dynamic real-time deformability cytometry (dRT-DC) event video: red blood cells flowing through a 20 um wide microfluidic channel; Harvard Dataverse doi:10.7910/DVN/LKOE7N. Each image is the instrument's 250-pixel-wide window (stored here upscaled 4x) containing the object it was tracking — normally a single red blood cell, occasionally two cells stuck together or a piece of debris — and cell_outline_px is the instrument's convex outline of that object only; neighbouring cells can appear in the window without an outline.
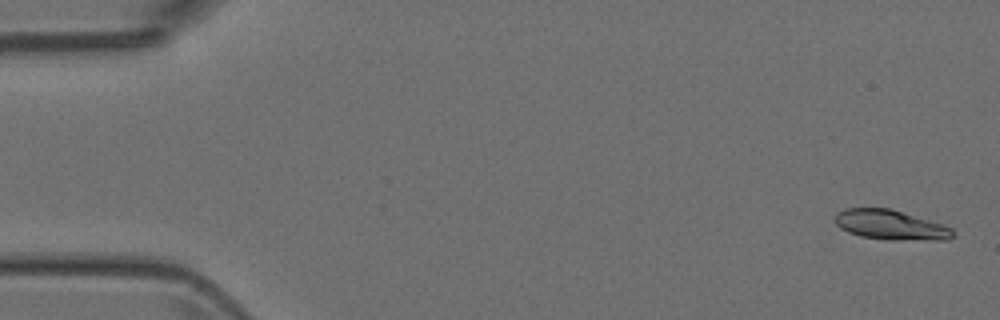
{"species": "Egyptian fruit bat (a non-hibernating species)", "species_latin": "Rousettus aegyptiacus", "temperature_condition": "room temperature", "stored_images_in_passage": 6, "camera_frame_rate_fps": 3000, "um_per_image_px": 0.085, "animal": {"sex": "female"}, "frame": {"image": 1, "passage_image": 1, "time_ms": 0.0, "image_size_px": [1000, 320], "cell_outline_px": [[952, 236], [948, 240], [896, 240], [860, 236], [848, 232], [840, 228], [836, 224], [836, 212], [844, 208], [892, 208], [952, 228]], "centroid_in_image_um": [75.67, 19.11], "position_along_channel_um": 9.3, "area_um2": 20.29}}
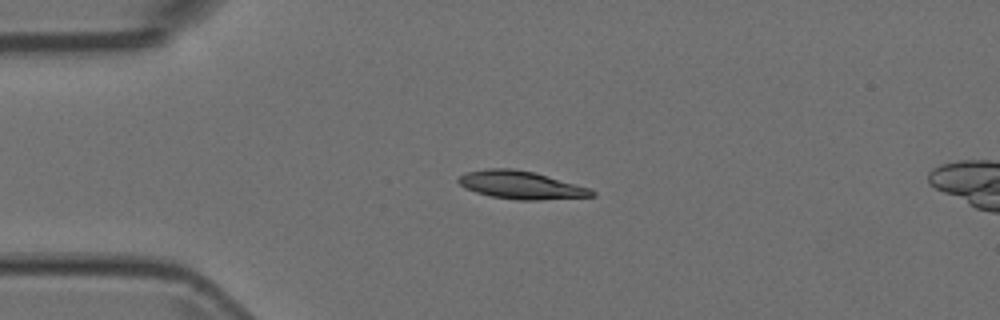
{"frame": {"image": 2, "passage_image": 4, "time_ms": 1.0, "image_size_px": [1000, 320], "cell_outline_px": [[596, 196], [540, 200], [520, 200], [492, 196], [476, 192], [464, 188], [456, 180], [460, 176], [468, 172], [488, 168], [512, 168], [536, 172], [592, 188], [596, 192]], "centroid_in_image_um": [44.35, 15.72], "position_along_channel_um": 40.7, "area_um2": 21.91}}